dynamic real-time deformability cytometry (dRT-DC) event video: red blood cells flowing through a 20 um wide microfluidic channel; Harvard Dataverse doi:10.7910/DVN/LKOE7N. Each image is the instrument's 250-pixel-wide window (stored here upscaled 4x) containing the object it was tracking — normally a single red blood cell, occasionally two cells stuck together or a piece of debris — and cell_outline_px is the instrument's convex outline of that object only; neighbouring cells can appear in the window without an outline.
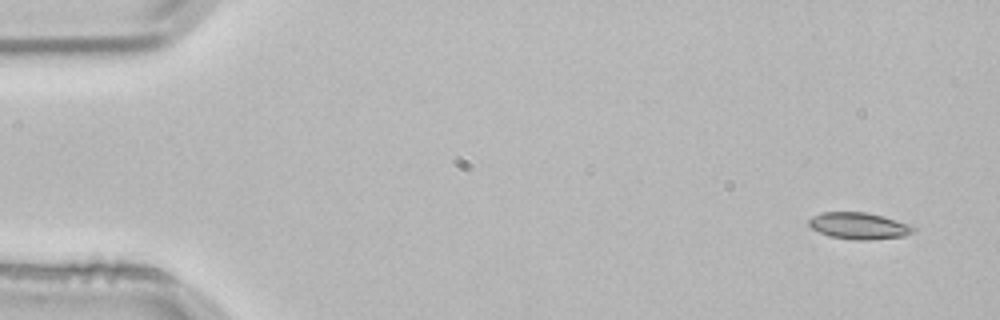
{"species": "common noctule bat (a hibernating species)", "species_latin": "Nyctalus noctula", "temperature_condition": "room temperature", "stored_images_in_passage": 3, "camera_frame_rate_fps": 3000, "um_per_image_px": 0.085, "animal": {"sex": "male", "body_mass_g": 21.5, "forearm_length_mm": 52.0}, "frame": {"image": 1, "passage_image": 1, "time_ms": 0.0, "image_size_px": [1000, 320], "cell_outline_px": [[916, 232], [904, 236], [868, 240], [856, 240], [828, 236], [812, 228], [808, 224], [808, 220], [812, 216], [820, 212], [868, 212], [916, 224]], "centroid_in_image_um": [73.1, 19.18], "position_along_channel_um": 11.9, "area_um2": 16.7}}
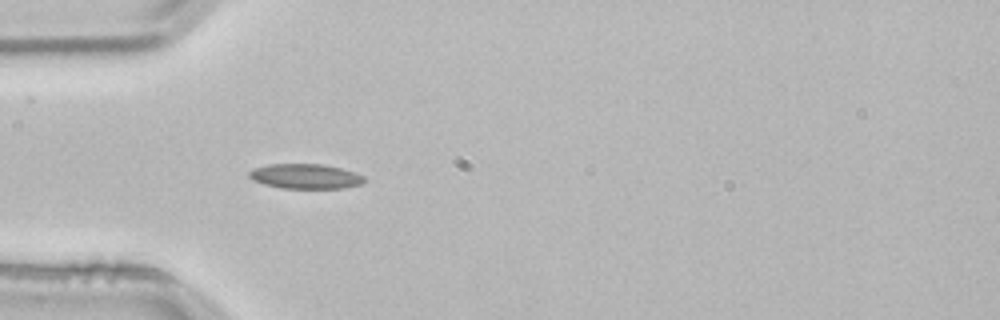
{"frame": {"image": 2, "passage_image": 3, "time_ms": 0.667, "image_size_px": [1000, 320], "cell_outline_px": [[364, 184], [344, 188], [280, 188], [264, 184], [252, 180], [248, 176], [248, 172], [252, 168], [268, 164], [324, 164], [356, 172], [364, 176]], "centroid_in_image_um": [25.95, 14.98], "position_along_channel_um": 59.0, "area_um2": 16.88}}